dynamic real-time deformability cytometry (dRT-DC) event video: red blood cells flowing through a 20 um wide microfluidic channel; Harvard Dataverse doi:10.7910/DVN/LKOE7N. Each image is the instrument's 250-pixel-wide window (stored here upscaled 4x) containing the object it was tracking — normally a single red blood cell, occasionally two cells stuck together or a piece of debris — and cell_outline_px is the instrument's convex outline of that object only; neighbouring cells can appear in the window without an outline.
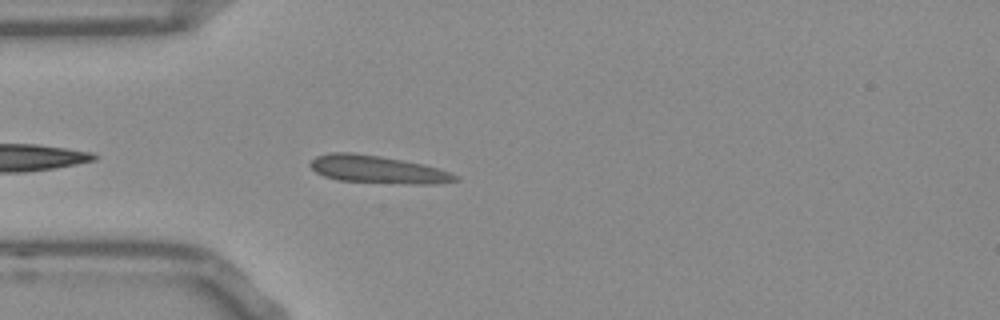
{"species": "Egyptian fruit bat (a non-hibernating species)", "species_latin": "Rousettus aegyptiacus", "temperature_condition": "room temperature", "stored_images_in_passage": 41, "camera_frame_rate_fps": 3000, "um_per_image_px": 0.085, "frame": {"image": 1, "passage_image": 3, "time_ms": 0.667, "image_size_px": [1000, 320], "cell_outline_px": [[460, 180], [436, 184], [408, 184], [336, 180], [324, 176], [316, 172], [308, 164], [316, 156], [332, 152], [352, 152], [380, 156], [424, 164], [460, 176]], "centroid_in_image_um": [32.1, 14.41], "position_along_channel_um": 52.9, "area_um2": 23.41}}
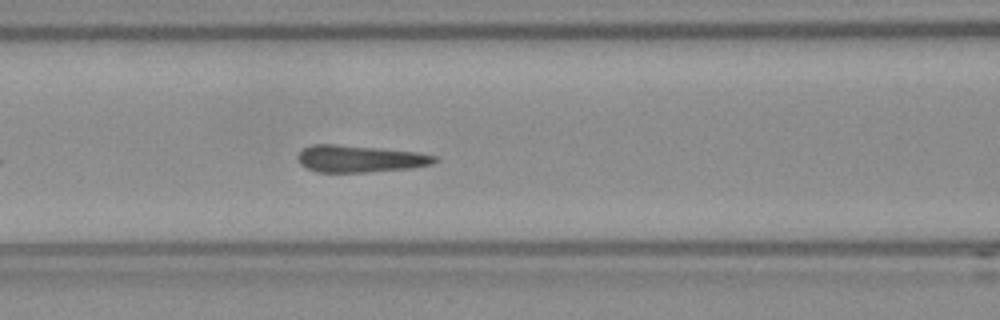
{"frame": {"image": 2, "passage_image": 10, "time_ms": 3.0, "image_size_px": [1000, 320], "cell_outline_px": [[436, 160], [432, 164], [412, 168], [364, 172], [316, 172], [300, 164], [296, 156], [304, 148], [312, 144], [332, 144], [380, 148], [416, 152], [436, 156]], "centroid_in_image_um": [30.55, 13.49], "position_along_channel_um": 136.0, "area_um2": 21.39}}
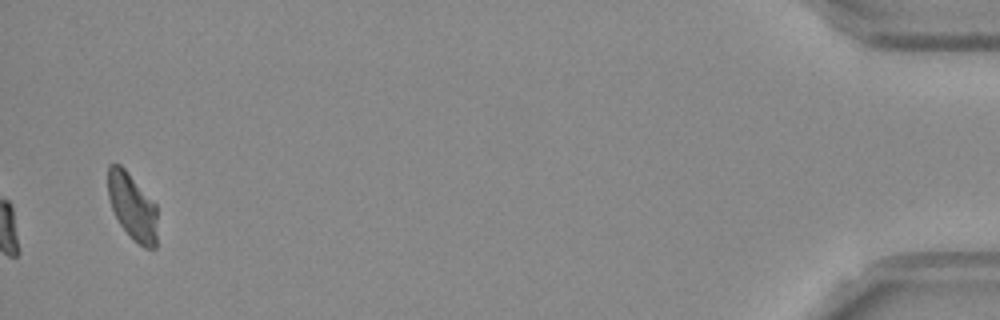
{"frame": {"image": 3, "passage_image": 40, "time_ms": 13.0, "image_size_px": [1000, 320], "cell_outline_px": [[156, 248], [144, 248], [120, 224], [112, 208], [108, 196], [108, 164], [120, 164], [128, 172], [156, 204]], "centroid_in_image_um": [11.25, 17.52], "position_along_channel_um": 424.0, "area_um2": 18.79}}